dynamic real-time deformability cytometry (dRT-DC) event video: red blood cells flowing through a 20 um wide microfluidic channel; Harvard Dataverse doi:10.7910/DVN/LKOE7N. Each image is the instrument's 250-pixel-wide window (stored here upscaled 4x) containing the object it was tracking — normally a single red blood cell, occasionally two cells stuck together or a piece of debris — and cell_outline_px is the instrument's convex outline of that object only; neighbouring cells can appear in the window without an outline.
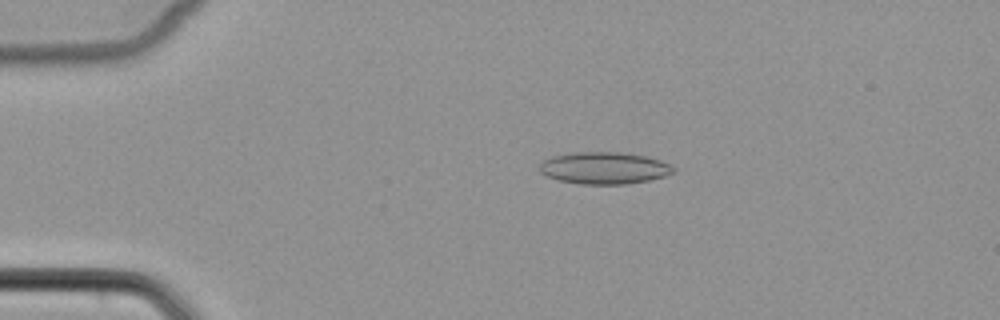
{"species": "common noctule bat (a hibernating species)", "species_latin": "Nyctalus noctula", "temperature_condition": "cold", "stored_images_in_passage": 52, "camera_frame_rate_fps": 3000, "um_per_image_px": 0.085, "animal": {"sex": "female", "body_mass_g": 22.7, "forearm_length_mm": 54.2}, "frame": {"image": 1, "passage_image": 11, "time_ms": 3.333, "image_size_px": [1000, 320], "cell_outline_px": [[676, 172], [664, 176], [648, 180], [628, 184], [580, 184], [560, 180], [544, 176], [540, 172], [540, 164], [544, 160], [552, 156], [576, 152], [620, 152], [648, 156], [660, 160], [676, 168]], "centroid_in_image_um": [51.37, 14.28], "position_along_channel_um": 33.6, "area_um2": 25.03}}
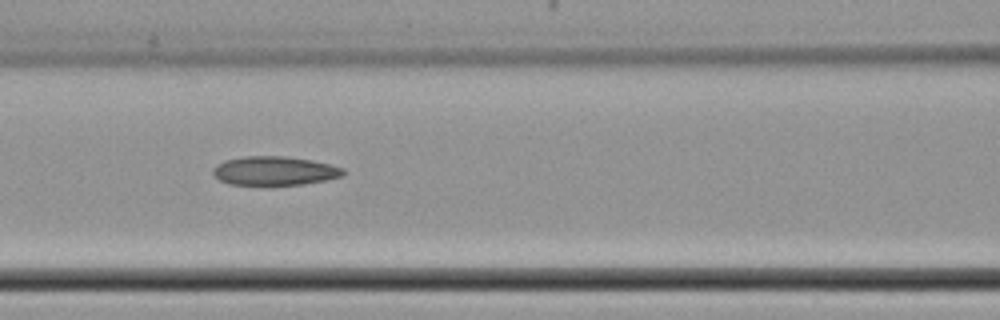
{"frame": {"image": 2, "passage_image": 23, "time_ms": 7.333, "image_size_px": [1000, 320], "cell_outline_px": [[348, 172], [344, 176], [304, 184], [228, 184], [220, 180], [212, 172], [212, 168], [216, 164], [224, 160], [244, 156], [284, 156], [312, 160], [332, 164], [344, 168]], "centroid_in_image_um": [23.37, 14.5], "position_along_channel_um": 143.2, "area_um2": 22.02}}
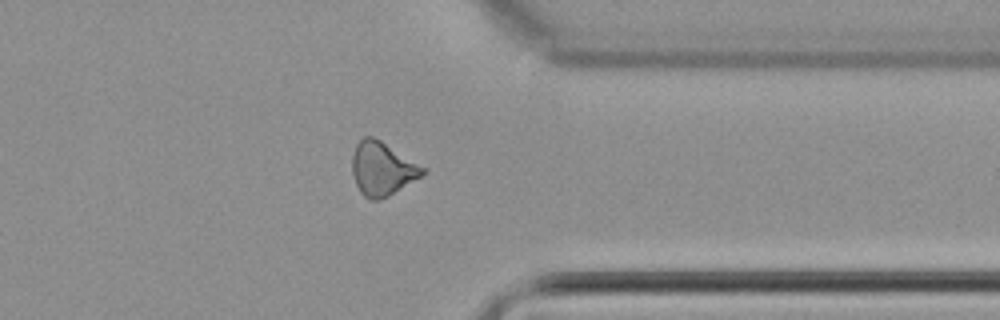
{"frame": {"image": 3, "passage_image": 41, "time_ms": 13.333, "image_size_px": [1000, 320], "cell_outline_px": [[428, 168], [420, 176], [388, 196], [380, 200], [368, 200], [360, 192], [356, 184], [352, 172], [352, 156], [356, 144], [364, 136], [372, 136], [380, 140]], "centroid_in_image_um": [32.47, 14.33], "position_along_channel_um": 378.9, "area_um2": 21.96}}